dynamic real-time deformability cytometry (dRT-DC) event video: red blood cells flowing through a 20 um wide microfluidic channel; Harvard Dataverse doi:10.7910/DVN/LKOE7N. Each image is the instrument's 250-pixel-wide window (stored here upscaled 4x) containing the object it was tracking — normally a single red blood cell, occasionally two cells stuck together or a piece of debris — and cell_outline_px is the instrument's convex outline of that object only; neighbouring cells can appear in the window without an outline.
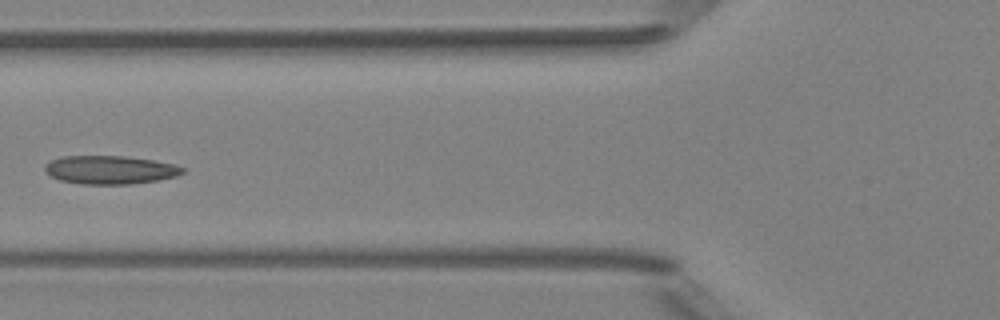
{"species": "Egyptian fruit bat (a non-hibernating species)", "species_latin": "Rousettus aegyptiacus", "temperature_condition": "room temperature", "stored_images_in_passage": 7, "camera_frame_rate_fps": 3000, "um_per_image_px": 0.085, "animal": {"sex": "female"}, "frame": {"image": 1, "passage_image": 5, "time_ms": 1.333, "image_size_px": [1000, 320], "cell_outline_px": [[184, 172], [176, 176], [156, 180], [132, 184], [80, 184], [60, 180], [52, 176], [44, 168], [44, 164], [52, 160], [64, 156], [124, 156], [152, 160], [176, 164], [184, 168]], "centroid_in_image_um": [9.37, 14.43], "position_along_channel_um": 116.4, "area_um2": 22.66}}
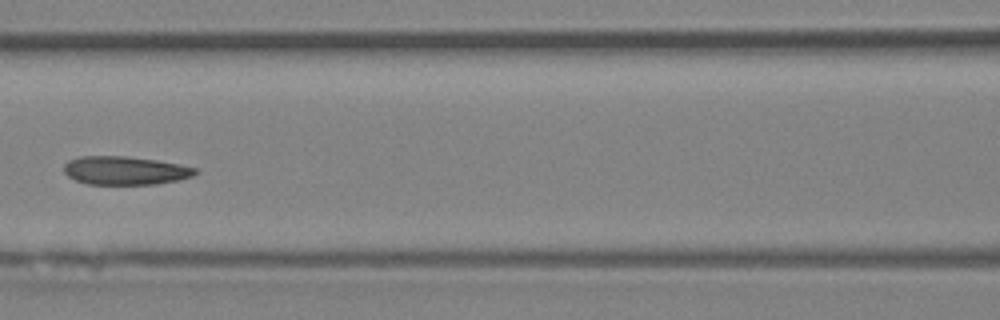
{"frame": {"image": 2, "passage_image": 6, "time_ms": 1.667, "image_size_px": [1000, 320], "cell_outline_px": [[196, 172], [192, 176], [180, 180], [156, 184], [88, 184], [76, 180], [68, 176], [64, 172], [64, 164], [68, 160], [80, 156], [128, 156], [156, 160], [180, 164], [196, 168]], "centroid_in_image_um": [10.62, 14.49], "position_along_channel_um": 156.0, "area_um2": 21.79}}
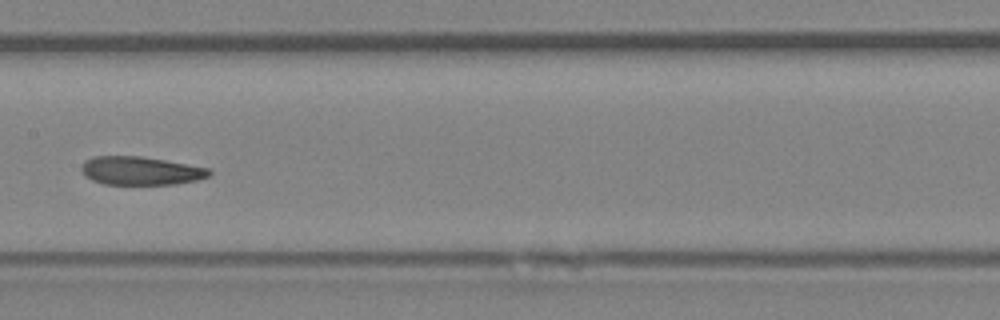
{"frame": {"image": 3, "passage_image": 7, "time_ms": 2.0, "image_size_px": [1000, 320], "cell_outline_px": [[212, 172], [208, 176], [196, 180], [176, 184], [104, 184], [92, 180], [84, 176], [80, 168], [84, 160], [92, 156], [140, 156], [212, 168]], "centroid_in_image_um": [11.94, 14.51], "position_along_channel_um": 195.5, "area_um2": 21.27}}